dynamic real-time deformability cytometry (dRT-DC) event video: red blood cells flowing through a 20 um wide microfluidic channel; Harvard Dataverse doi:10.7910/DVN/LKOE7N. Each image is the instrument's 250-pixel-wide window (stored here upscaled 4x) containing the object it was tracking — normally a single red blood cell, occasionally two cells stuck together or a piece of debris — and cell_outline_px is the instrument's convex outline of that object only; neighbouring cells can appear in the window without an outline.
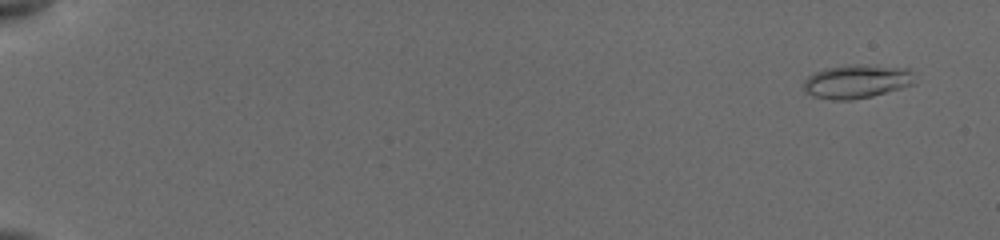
{"species": "common noctule bat (a hibernating species)", "species_latin": "Nyctalus noctula", "temperature_condition": "cold", "stored_images_in_passage": 14, "camera_frame_rate_fps": 3000, "um_per_image_px": 0.085, "animal": {"sex": "female", "body_mass_g": 19.5, "forearm_length_mm": 54.1}, "frame": {"image": 1, "passage_image": 2, "time_ms": 0.667, "image_size_px": [1000, 240], "cell_outline_px": [[916, 84], [872, 96], [852, 100], [832, 100], [812, 96], [804, 88], [804, 80], [808, 76], [816, 72], [828, 68], [908, 68], [912, 72]], "centroid_in_image_um": [72.82, 7.0], "position_along_channel_um": 12.2, "area_um2": 20.52}}
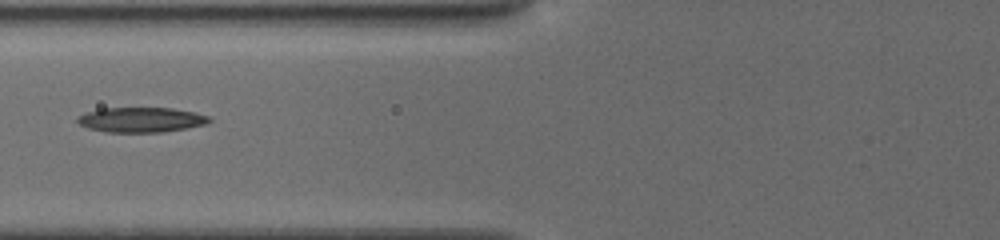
{"frame": {"image": 2, "passage_image": 13, "time_ms": 8.0, "image_size_px": [1000, 240], "cell_outline_px": [[212, 120], [204, 124], [164, 132], [104, 132], [88, 128], [80, 124], [76, 120], [80, 116], [88, 112], [104, 108], [172, 108], [192, 112], [208, 116]], "centroid_in_image_um": [11.98, 10.18], "position_along_channel_um": 113.8, "area_um2": 18.84}}
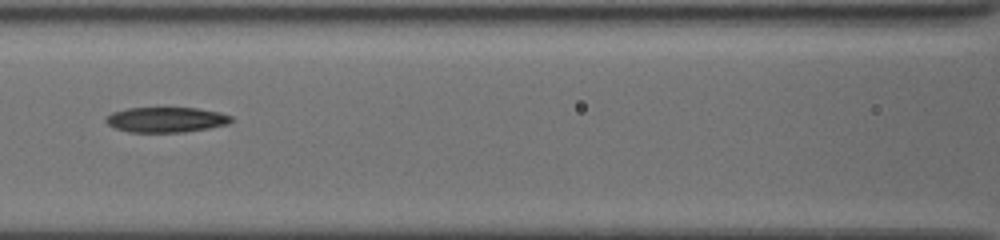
{"frame": {"image": 3, "passage_image": 14, "time_ms": 9.0, "image_size_px": [1000, 240], "cell_outline_px": [[232, 120], [228, 124], [208, 128], [184, 132], [128, 132], [116, 128], [108, 124], [104, 120], [112, 112], [128, 108], [164, 104], [196, 108], [220, 112], [232, 116]], "centroid_in_image_um": [14.11, 10.12], "position_along_channel_um": 152.5, "area_um2": 19.31}}